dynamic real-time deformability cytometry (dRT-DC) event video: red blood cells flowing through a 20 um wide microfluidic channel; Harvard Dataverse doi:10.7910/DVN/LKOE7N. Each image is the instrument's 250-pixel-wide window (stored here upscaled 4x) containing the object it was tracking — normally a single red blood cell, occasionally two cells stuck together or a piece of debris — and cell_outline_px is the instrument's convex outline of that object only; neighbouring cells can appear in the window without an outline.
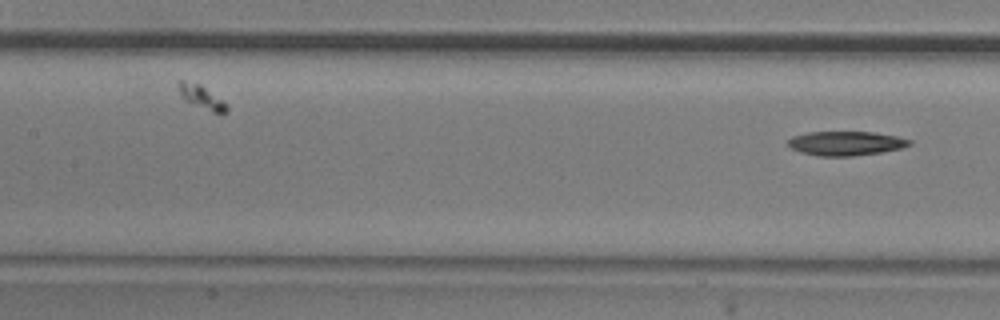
{"species": "common noctule bat (a hibernating species)", "species_latin": "Nyctalus noctula", "temperature_condition": "room temperature", "stored_images_in_passage": 11, "camera_frame_rate_fps": 3000, "um_per_image_px": 0.085, "animal": {"sex": "male", "body_mass_g": 20.5, "forearm_length_mm": 52.5}, "frame": {"image": 1, "passage_image": 11, "time_ms": 3.333, "image_size_px": [1000, 320], "cell_outline_px": [[912, 144], [904, 148], [880, 152], [852, 156], [816, 156], [800, 152], [792, 148], [788, 144], [788, 140], [792, 136], [808, 132], [872, 132], [896, 136], [912, 140]], "centroid_in_image_um": [71.91, 12.18], "position_along_channel_um": 135.5, "area_um2": 17.17}}